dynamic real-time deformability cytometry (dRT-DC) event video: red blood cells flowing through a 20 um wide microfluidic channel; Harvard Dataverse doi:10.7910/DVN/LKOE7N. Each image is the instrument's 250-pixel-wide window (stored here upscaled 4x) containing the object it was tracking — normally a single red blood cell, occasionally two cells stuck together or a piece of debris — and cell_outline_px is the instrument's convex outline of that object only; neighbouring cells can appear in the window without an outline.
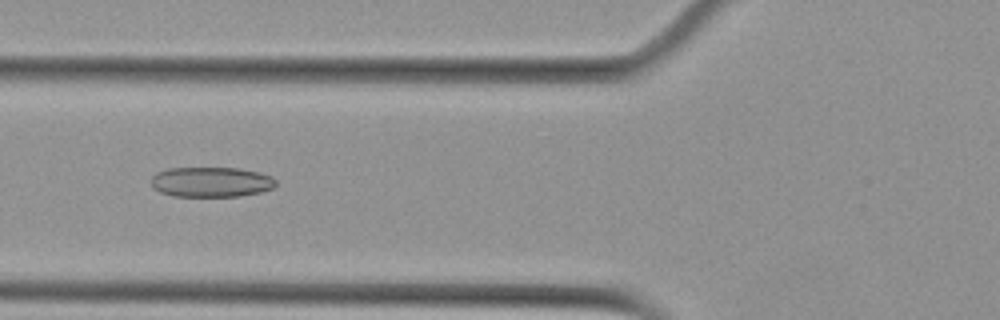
{"species": "Egyptian fruit bat (a non-hibernating species)", "species_latin": "Rousettus aegyptiacus", "temperature_condition": "cold", "stored_images_in_passage": 6, "camera_frame_rate_fps": 3000, "um_per_image_px": 0.085, "animal": {"sex": "female"}, "frame": {"image": 1, "passage_image": 2, "time_ms": 1.0, "image_size_px": [1000, 320], "cell_outline_px": [[276, 184], [272, 188], [260, 192], [240, 196], [172, 196], [160, 192], [152, 188], [152, 176], [156, 172], [168, 168], [240, 168], [260, 172], [272, 176], [276, 180]], "centroid_in_image_um": [17.94, 15.46], "position_along_channel_um": 107.9, "area_um2": 22.02}}
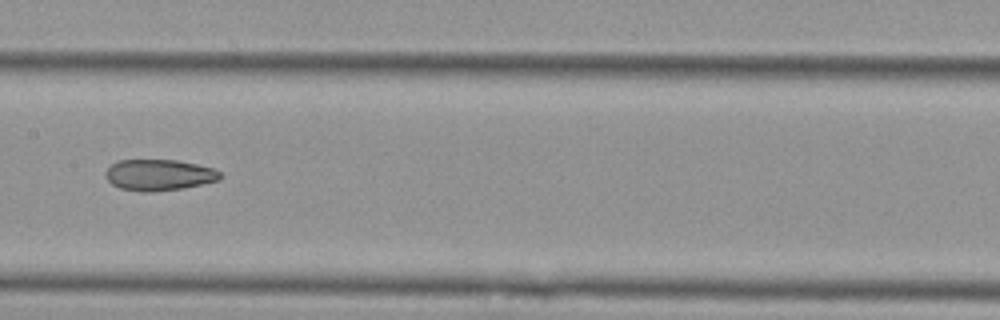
{"frame": {"image": 2, "passage_image": 4, "time_ms": 3.333, "image_size_px": [1000, 320], "cell_outline_px": [[220, 180], [184, 188], [152, 192], [144, 192], [120, 188], [112, 184], [108, 180], [104, 172], [116, 160], [176, 160], [196, 164], [212, 168], [220, 172]], "centroid_in_image_um": [13.5, 14.87], "position_along_channel_um": 193.9, "area_um2": 20.75}}
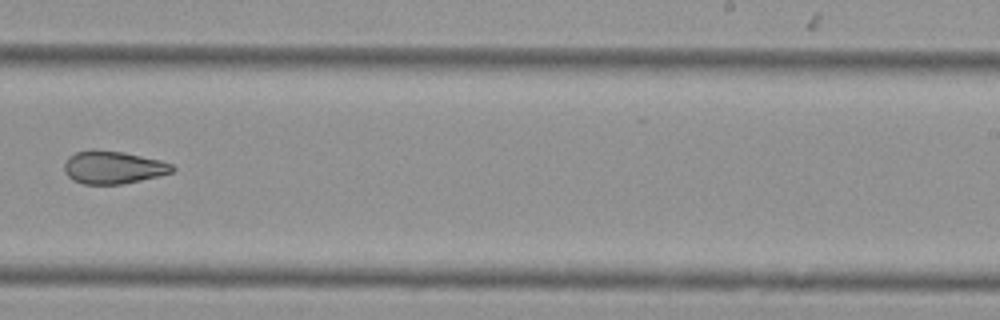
{"frame": {"image": 3, "passage_image": 6, "time_ms": 5.667, "image_size_px": [1000, 320], "cell_outline_px": [[176, 168], [172, 172], [140, 180], [120, 184], [84, 184], [72, 180], [64, 172], [64, 164], [68, 156], [76, 152], [92, 148], [124, 152], [160, 160], [172, 164]], "centroid_in_image_um": [9.57, 14.21], "position_along_channel_um": 279.4, "area_um2": 20.75}}